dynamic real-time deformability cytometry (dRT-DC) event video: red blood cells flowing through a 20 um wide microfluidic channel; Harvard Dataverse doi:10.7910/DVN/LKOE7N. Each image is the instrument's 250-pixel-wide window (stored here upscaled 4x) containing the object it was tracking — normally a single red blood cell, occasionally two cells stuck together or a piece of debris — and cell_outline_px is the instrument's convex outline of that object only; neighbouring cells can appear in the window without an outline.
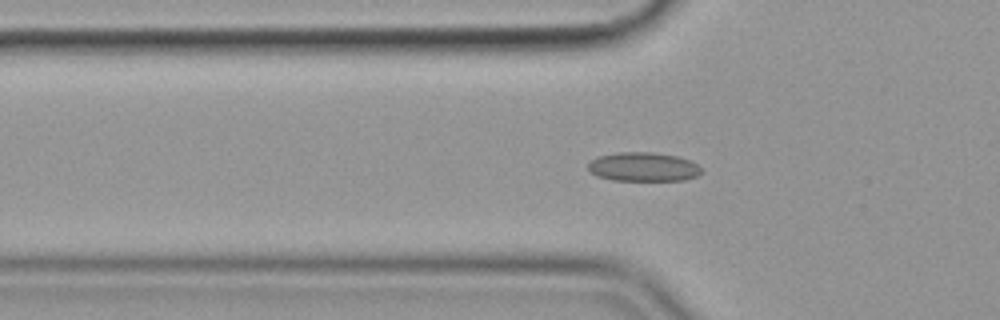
{"species": "common noctule bat (a hibernating species)", "species_latin": "Nyctalus noctula", "temperature_condition": "cold", "stored_images_in_passage": 58, "camera_frame_rate_fps": 3000, "um_per_image_px": 0.085, "animal": {"sex": "female", "body_mass_g": 19.9}, "frame": {"image": 1, "passage_image": 19, "time_ms": 6.0, "image_size_px": [1000, 320], "cell_outline_px": [[704, 172], [696, 176], [684, 180], [612, 180], [596, 176], [588, 172], [588, 164], [596, 156], [616, 152], [652, 152], [676, 156], [688, 160], [696, 164]], "centroid_in_image_um": [54.63, 14.18], "position_along_channel_um": 71.2, "area_um2": 19.25}}
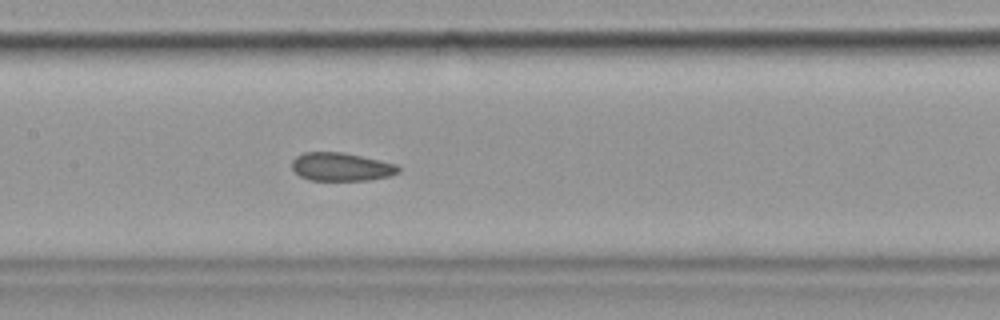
{"frame": {"image": 2, "passage_image": 28, "time_ms": 9.0, "image_size_px": [1000, 320], "cell_outline_px": [[400, 172], [388, 176], [368, 180], [308, 180], [300, 176], [292, 168], [292, 160], [296, 156], [304, 152], [340, 152], [360, 156], [396, 164], [400, 168]], "centroid_in_image_um": [28.98, 14.18], "position_along_channel_um": 178.4, "area_um2": 17.4}}
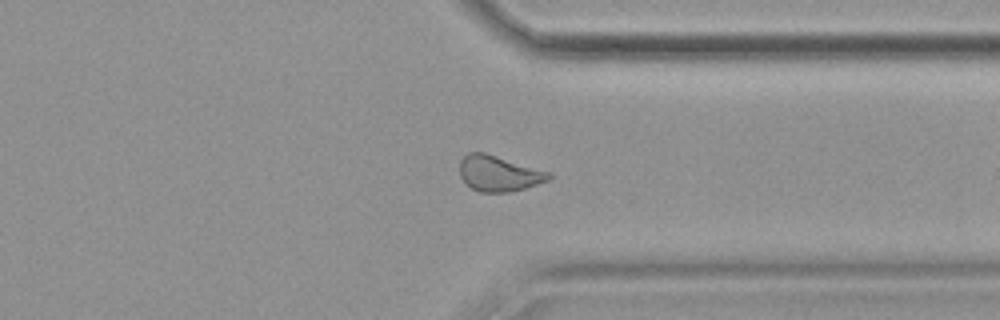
{"frame": {"image": 3, "passage_image": 44, "time_ms": 14.333, "image_size_px": [1000, 320], "cell_outline_px": [[552, 176], [548, 180], [512, 192], [480, 192], [472, 188], [460, 176], [460, 160], [468, 152], [484, 152], [552, 172]], "centroid_in_image_um": [42.41, 14.73], "position_along_channel_um": 369.0, "area_um2": 18.5}, "authors_computed_cell_mechanics": {"area_um2": 18.8139, "velocity_mm_per_s": 3.5754, "shape_relaxation_time_tau1_ms": null, "shape_relaxation_time_tau2_ms": 2.5891, "deformation_change_tau1": null, "deformation_change_tau2": 0.0812}}